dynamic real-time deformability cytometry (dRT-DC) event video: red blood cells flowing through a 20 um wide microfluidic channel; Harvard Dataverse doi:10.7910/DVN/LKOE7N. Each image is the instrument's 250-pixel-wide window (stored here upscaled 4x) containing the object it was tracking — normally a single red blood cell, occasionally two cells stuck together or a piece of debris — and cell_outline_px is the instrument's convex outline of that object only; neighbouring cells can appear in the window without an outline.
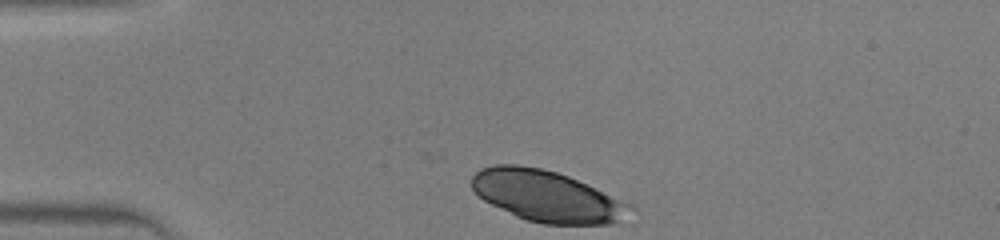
{"species": "human", "species_latin": "Homo sapiens", "temperature_condition": "warm", "stored_images_in_passage": 29, "camera_frame_rate_fps": 3000, "um_per_image_px": 0.085, "donor": {"sex": "male"}, "frame": {"image": 1, "passage_image": 1, "time_ms": 0.0, "image_size_px": [1000, 240], "cell_outline_px": [[636, 208], [612, 224], [544, 224], [528, 220], [516, 216], [484, 200], [472, 188], [472, 176], [480, 168], [496, 164], [516, 164], [540, 168], [556, 172], [568, 176], [632, 204]], "centroid_in_image_um": [46.48, 16.67], "position_along_channel_um": 38.5, "area_um2": 46.82}}
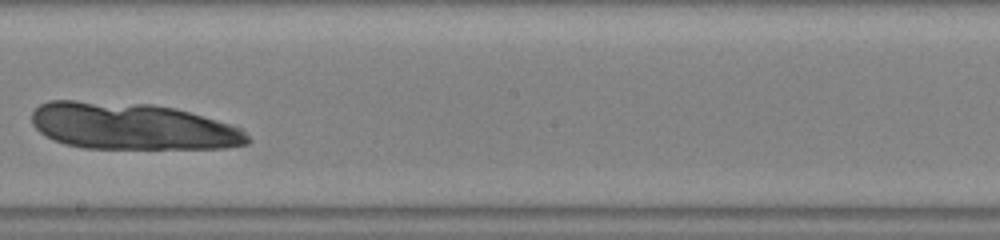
{"frame": {"image": 2, "passage_image": 17, "time_ms": 5.333, "image_size_px": [1000, 240], "cell_outline_px": [[252, 140], [248, 144], [224, 148], [84, 148], [64, 144], [52, 140], [44, 136], [32, 124], [32, 112], [40, 104], [48, 100], [72, 100], [152, 104], [176, 108], [228, 124], [240, 128]], "centroid_in_image_um": [11.18, 10.73], "position_along_channel_um": 237.0, "area_um2": 58.84}}
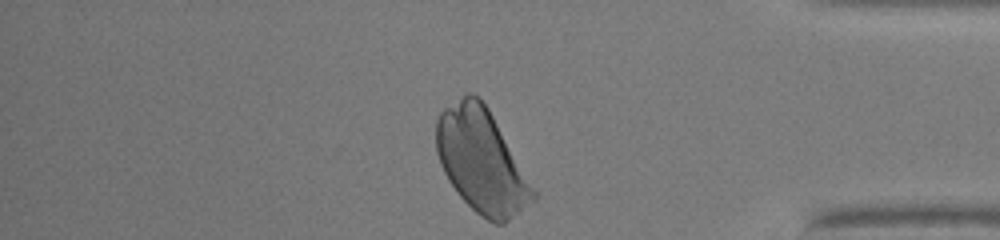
{"frame": {"image": 3, "passage_image": 29, "time_ms": 9.333, "image_size_px": [1000, 240], "cell_outline_px": [[540, 196], [504, 224], [496, 224], [480, 216], [456, 192], [448, 180], [440, 164], [436, 152], [436, 120], [440, 112], [444, 108], [468, 92], [472, 92], [488, 108], [540, 192]], "centroid_in_image_um": [40.98, 13.71], "position_along_channel_um": 394.2, "area_um2": 59.19}}